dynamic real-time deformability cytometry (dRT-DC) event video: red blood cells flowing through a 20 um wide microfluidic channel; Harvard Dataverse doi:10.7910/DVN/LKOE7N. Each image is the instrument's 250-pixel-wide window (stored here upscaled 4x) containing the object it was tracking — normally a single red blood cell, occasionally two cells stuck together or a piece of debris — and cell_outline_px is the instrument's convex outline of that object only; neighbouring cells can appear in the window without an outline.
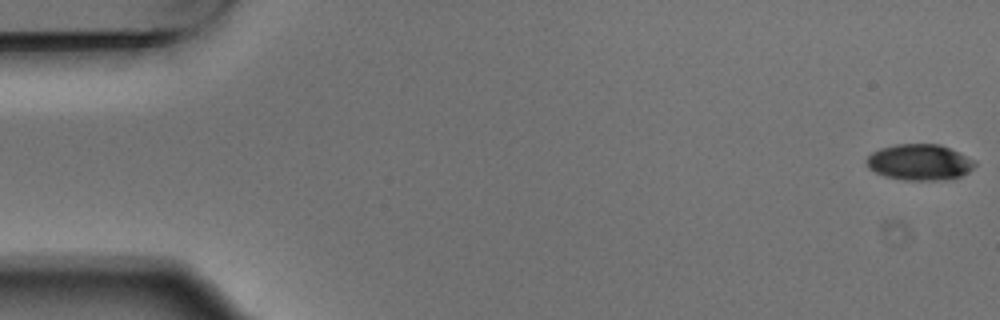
{"species": "Egyptian fruit bat (a non-hibernating species)", "species_latin": "Rousettus aegyptiacus", "temperature_condition": "warm", "stored_images_in_passage": 6, "camera_frame_rate_fps": 3000, "um_per_image_px": 0.085, "animal": {"sex": "male"}, "frame": {"image": 1, "passage_image": 1, "time_ms": 0.0, "image_size_px": [1000, 320], "cell_outline_px": [[976, 164], [968, 172], [960, 176], [944, 180], [908, 180], [884, 176], [868, 168], [864, 160], [872, 152], [880, 148], [896, 144], [940, 144], [960, 152], [976, 160]], "centroid_in_image_um": [78.16, 13.78], "position_along_channel_um": 6.8, "area_um2": 22.89}}
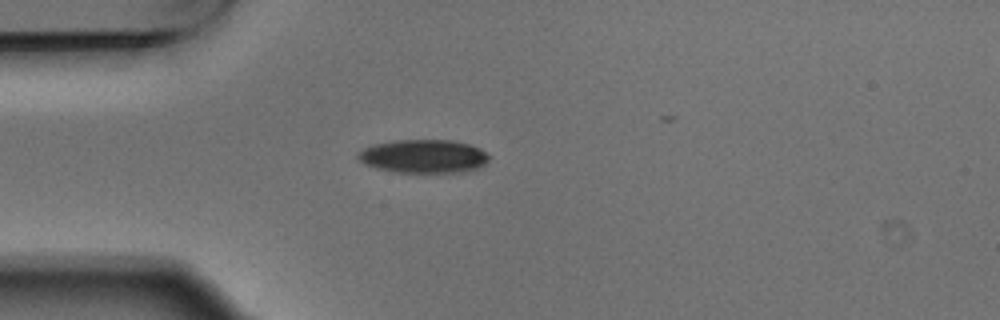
{"frame": {"image": 2, "passage_image": 4, "time_ms": 1.0, "image_size_px": [1000, 320], "cell_outline_px": [[488, 160], [480, 168], [468, 172], [396, 172], [376, 168], [364, 164], [356, 156], [356, 152], [372, 144], [396, 140], [452, 140], [468, 144], [480, 148], [488, 156]], "centroid_in_image_um": [35.98, 13.28], "position_along_channel_um": 49.0, "area_um2": 25.66}}